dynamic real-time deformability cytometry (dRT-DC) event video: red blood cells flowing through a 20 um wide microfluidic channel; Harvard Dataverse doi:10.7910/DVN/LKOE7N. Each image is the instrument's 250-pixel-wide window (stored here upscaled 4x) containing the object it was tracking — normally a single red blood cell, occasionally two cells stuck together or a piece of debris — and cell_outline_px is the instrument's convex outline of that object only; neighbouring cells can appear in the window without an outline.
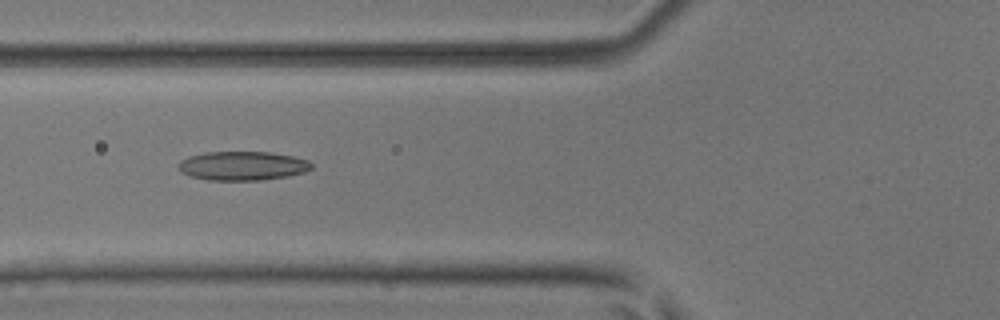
{"species": "common noctule bat (a hibernating species)", "species_latin": "Nyctalus noctula", "temperature_condition": "room temperature", "stored_images_in_passage": 9, "camera_frame_rate_fps": 3000, "um_per_image_px": 0.085, "animal": {"sex": "male", "body_mass_g": 17.9, "forearm_length_mm": 54.2}, "frame": {"image": 1, "passage_image": 6, "time_ms": 1.667, "image_size_px": [1000, 320], "cell_outline_px": [[312, 168], [304, 172], [288, 176], [260, 180], [208, 180], [192, 176], [180, 172], [180, 160], [188, 156], [204, 152], [268, 152], [292, 156], [308, 160], [312, 164]], "centroid_in_image_um": [20.61, 14.09], "position_along_channel_um": 105.2, "area_um2": 22.37}}
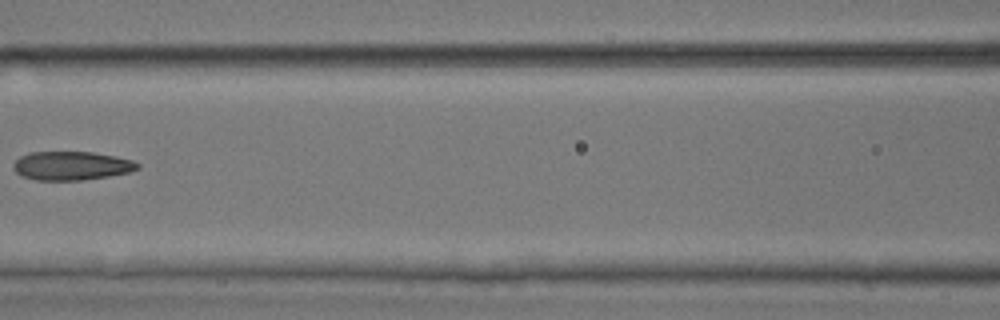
{"frame": {"image": 2, "passage_image": 7, "time_ms": 2.0, "image_size_px": [1000, 320], "cell_outline_px": [[140, 168], [128, 172], [108, 176], [84, 180], [36, 180], [20, 176], [12, 168], [12, 164], [20, 156], [28, 152], [92, 152], [116, 156], [132, 160], [140, 164]], "centroid_in_image_um": [6.04, 14.09], "position_along_channel_um": 160.6, "area_um2": 20.92}}
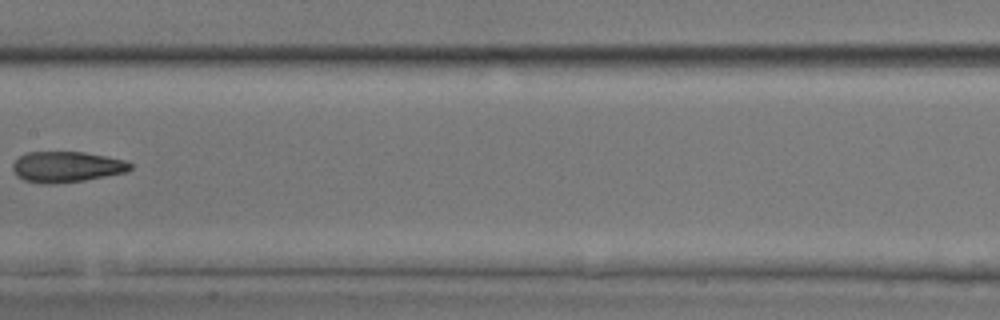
{"frame": {"image": 3, "passage_image": 8, "time_ms": 2.333, "image_size_px": [1000, 320], "cell_outline_px": [[132, 168], [128, 172], [84, 180], [52, 184], [40, 184], [24, 180], [16, 176], [12, 168], [12, 164], [20, 156], [28, 152], [84, 152], [124, 160], [132, 164]], "centroid_in_image_um": [5.65, 14.19], "position_along_channel_um": 201.8, "area_um2": 21.1}}